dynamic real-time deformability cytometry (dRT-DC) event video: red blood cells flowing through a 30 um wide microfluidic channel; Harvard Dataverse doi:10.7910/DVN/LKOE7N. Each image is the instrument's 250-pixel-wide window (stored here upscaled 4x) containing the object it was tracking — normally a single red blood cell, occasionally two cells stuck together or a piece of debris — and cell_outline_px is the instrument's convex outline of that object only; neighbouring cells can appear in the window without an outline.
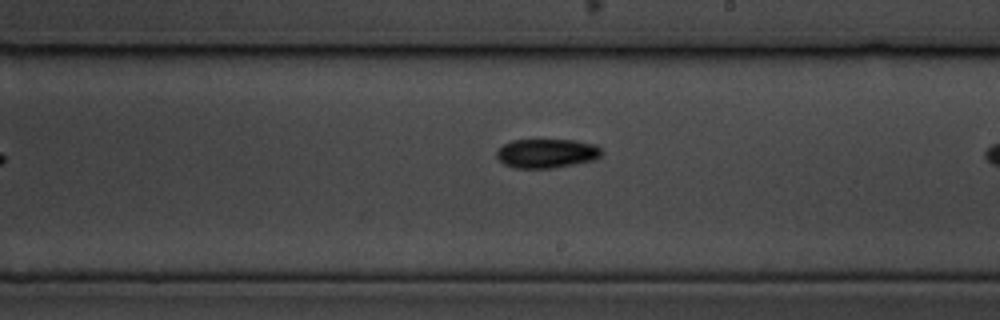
{"species": "common noctule bat (a hibernating species)", "species_latin": "Nyctalus noctula", "temperature_condition": "cold", "stored_images_in_passage": 8, "camera_frame_rate_fps": 3000, "um_per_image_px": 0.085, "animal": {"sex": "male", "body_mass_g": 19.5, "forearm_length_mm": 54.6}, "frame": {"image": 1, "passage_image": 7, "time_ms": 8.0, "image_size_px": [1000, 320], "cell_outline_px": [[604, 152], [596, 160], [552, 168], [516, 168], [504, 164], [496, 156], [496, 152], [504, 144], [512, 140], [572, 140], [596, 144]], "centroid_in_image_um": [46.5, 13.03], "position_along_channel_um": 242.5, "area_um2": 17.86}}